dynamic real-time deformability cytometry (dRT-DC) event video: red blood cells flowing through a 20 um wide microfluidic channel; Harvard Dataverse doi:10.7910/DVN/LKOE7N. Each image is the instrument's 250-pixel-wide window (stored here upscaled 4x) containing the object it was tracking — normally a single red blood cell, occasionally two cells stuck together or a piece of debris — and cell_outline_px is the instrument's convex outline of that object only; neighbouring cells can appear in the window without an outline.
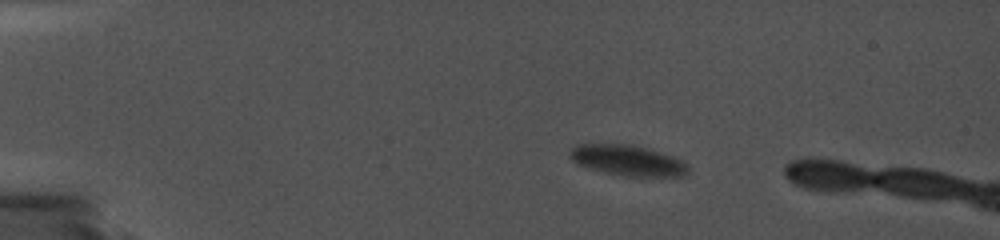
{"species": "common noctule bat (a hibernating species)", "species_latin": "Nyctalus noctula", "temperature_condition": "cold", "stored_images_in_passage": 47, "camera_frame_rate_fps": 5000, "um_per_image_px": 0.085, "animal": {"sex": "female", "body_mass_g": 19.0, "forearm_length_mm": 56.7}, "frame": {"image": 1, "passage_image": 1, "time_ms": 0.0, "image_size_px": [1000, 240], "cell_outline_px": [[688, 176], [624, 176], [592, 168], [580, 164], [572, 160], [568, 156], [572, 148], [576, 144], [628, 144], [644, 148], [672, 156], [684, 160], [688, 168]], "centroid_in_image_um": [53.38, 13.63], "position_along_channel_um": 31.6, "area_um2": 20.69}}
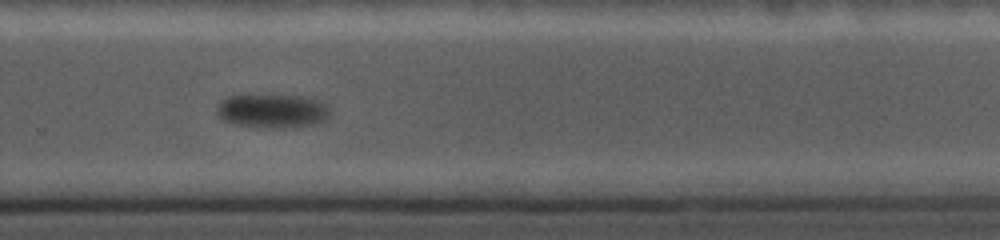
{"frame": {"image": 2, "passage_image": 32, "time_ms": 10.4, "image_size_px": [1000, 240], "cell_outline_px": [[328, 116], [324, 120], [312, 124], [296, 128], [276, 128], [236, 124], [224, 120], [216, 112], [216, 108], [228, 96], [248, 92], [272, 92], [296, 96], [316, 100], [324, 104], [328, 112]], "centroid_in_image_um": [23.08, 9.37], "position_along_channel_um": 306.7, "area_um2": 22.89}}
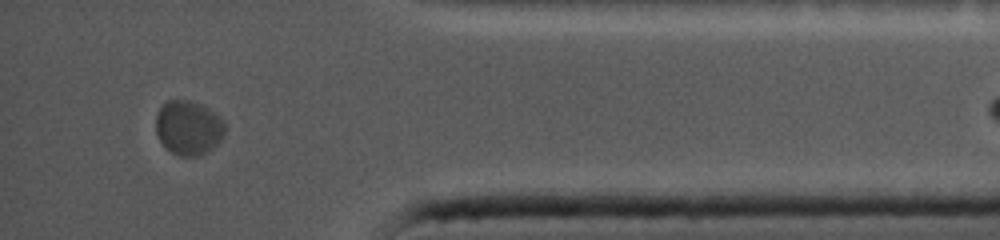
{"frame": {"image": 3, "passage_image": 43, "time_ms": 14.0, "image_size_px": [1000, 240], "cell_outline_px": [[224, 132], [220, 140], [212, 148], [200, 156], [176, 156], [164, 148], [156, 132], [156, 112], [168, 100], [188, 100], [200, 104], [208, 108], [220, 116], [224, 120]], "centroid_in_image_um": [16.0, 10.87], "position_along_channel_um": 419.2, "area_um2": 22.02}}